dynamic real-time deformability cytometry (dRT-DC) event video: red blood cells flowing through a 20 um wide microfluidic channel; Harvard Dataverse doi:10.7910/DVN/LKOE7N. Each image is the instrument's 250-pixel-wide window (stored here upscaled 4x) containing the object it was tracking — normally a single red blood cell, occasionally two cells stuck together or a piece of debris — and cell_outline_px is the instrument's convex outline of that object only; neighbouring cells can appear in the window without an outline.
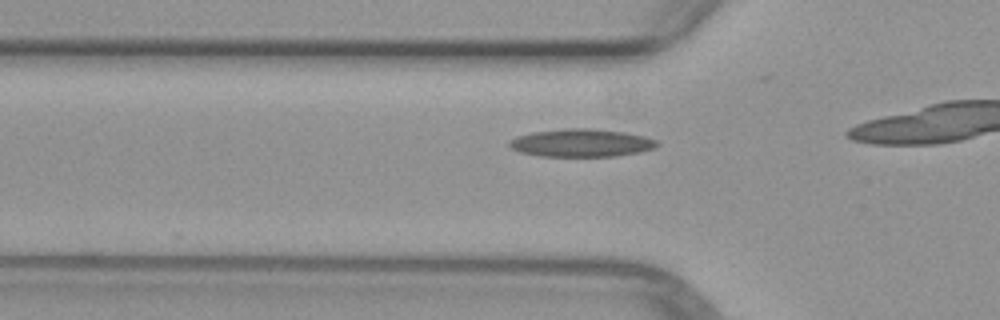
{"species": "common noctule bat (a hibernating species)", "species_latin": "Nyctalus noctula", "temperature_condition": "warm", "stored_images_in_passage": 3, "camera_frame_rate_fps": 3000, "um_per_image_px": 0.085, "animal": {"sex": "female", "body_mass_g": 29.2, "forearm_length_mm": 56.3}, "frame": {"image": 1, "passage_image": 3, "time_ms": 2.333, "image_size_px": [1000, 320], "cell_outline_px": [[660, 144], [656, 148], [640, 152], [616, 156], [540, 156], [520, 152], [512, 148], [508, 144], [508, 140], [516, 136], [532, 132], [564, 128], [588, 128], [624, 132], [644, 136], [656, 140]], "centroid_in_image_um": [49.41, 12.14], "position_along_channel_um": 76.4, "area_um2": 24.1}}